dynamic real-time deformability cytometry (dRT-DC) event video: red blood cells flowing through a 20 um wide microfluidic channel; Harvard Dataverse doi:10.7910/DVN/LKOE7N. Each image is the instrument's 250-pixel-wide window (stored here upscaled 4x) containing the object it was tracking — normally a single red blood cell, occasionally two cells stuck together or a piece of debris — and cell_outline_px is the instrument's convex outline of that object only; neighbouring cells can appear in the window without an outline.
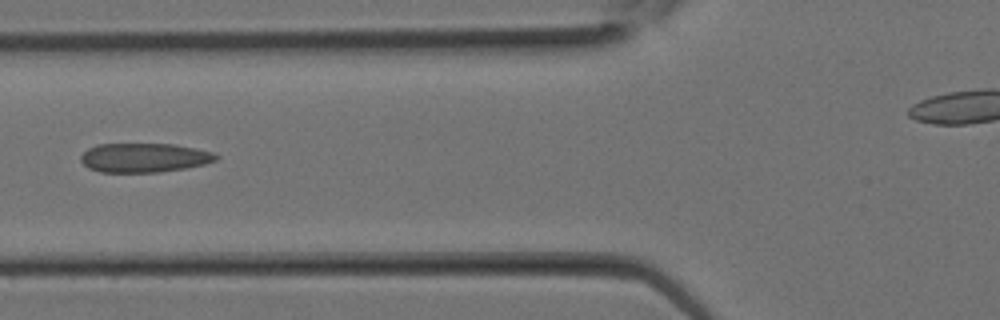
{"species": "Egyptian fruit bat (a non-hibernating species)", "species_latin": "Rousettus aegyptiacus", "temperature_condition": "room temperature", "stored_images_in_passage": 11, "camera_frame_rate_fps": 3000, "um_per_image_px": 0.085, "animal": {"sex": "female"}, "frame": {"image": 1, "passage_image": 10, "time_ms": 3.0, "image_size_px": [1000, 320], "cell_outline_px": [[220, 156], [216, 160], [204, 164], [184, 168], [160, 172], [100, 172], [88, 168], [80, 160], [80, 156], [88, 148], [96, 144], [176, 144], [196, 148], [212, 152]], "centroid_in_image_um": [12.24, 13.4], "position_along_channel_um": 113.6, "area_um2": 23.06}}